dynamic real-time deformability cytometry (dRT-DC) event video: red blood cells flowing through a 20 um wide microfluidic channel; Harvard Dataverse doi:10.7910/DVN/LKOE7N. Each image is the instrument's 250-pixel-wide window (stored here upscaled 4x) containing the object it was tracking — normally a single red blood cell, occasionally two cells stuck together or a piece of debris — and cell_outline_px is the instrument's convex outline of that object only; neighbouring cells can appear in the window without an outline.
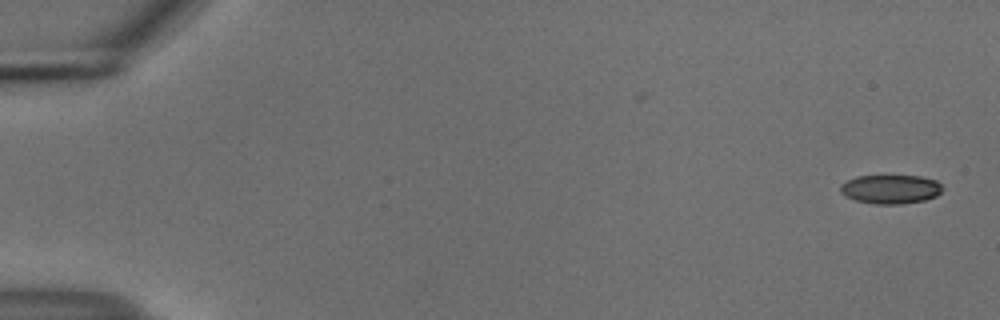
{"species": "common noctule bat (a hibernating species)", "species_latin": "Nyctalus noctula", "temperature_condition": "cold", "stored_images_in_passage": 54, "camera_frame_rate_fps": 3000, "um_per_image_px": 0.085, "animal": {"sex": "male", "body_mass_g": 18.8}, "frame": {"image": 1, "passage_image": 1, "time_ms": 0.0, "image_size_px": [1000, 320], "cell_outline_px": [[944, 188], [936, 196], [924, 200], [900, 204], [872, 204], [856, 200], [844, 196], [840, 192], [840, 184], [856, 176], [920, 176], [936, 180]], "centroid_in_image_um": [75.68, 16.08], "position_along_channel_um": 9.3, "area_um2": 17.28}}
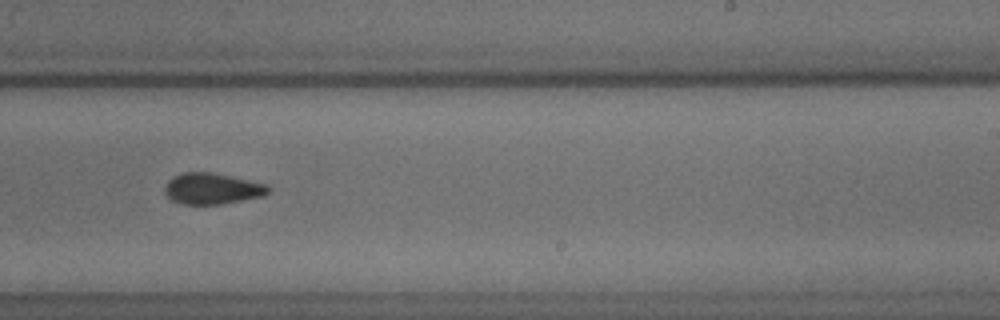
{"frame": {"image": 2, "passage_image": 34, "time_ms": 11.0, "image_size_px": [1000, 320], "cell_outline_px": [[268, 192], [264, 196], [220, 204], [180, 204], [172, 200], [164, 192], [164, 188], [168, 180], [172, 176], [184, 172], [212, 172], [268, 184]], "centroid_in_image_um": [18.01, 16.03], "position_along_channel_um": 271.0, "area_um2": 18.79}}
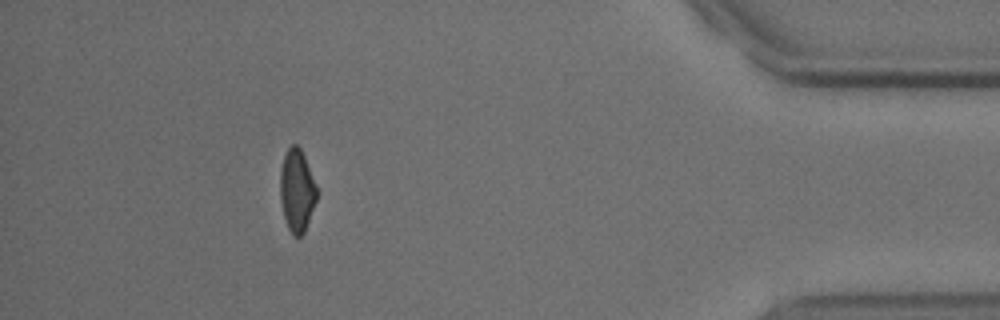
{"frame": {"image": 3, "passage_image": 49, "time_ms": 16.0, "image_size_px": [1000, 320], "cell_outline_px": [[316, 200], [304, 232], [300, 236], [292, 236], [288, 228], [284, 216], [280, 200], [280, 172], [284, 156], [288, 148], [292, 144], [296, 144], [300, 148], [304, 156], [316, 188]], "centroid_in_image_um": [25.21, 16.21], "position_along_channel_um": 410.0, "area_um2": 17.22}, "authors_computed_cell_mechanics": {"area_um2": 18.785, "velocity_mm_per_s": 3.7304, "shape_relaxation_time_tau1_ms": 8.4329, "shape_relaxation_time_tau2_ms": 2.9937, "deformation_change_tau1": 0.1328, "deformation_change_tau2": 0.0841}}